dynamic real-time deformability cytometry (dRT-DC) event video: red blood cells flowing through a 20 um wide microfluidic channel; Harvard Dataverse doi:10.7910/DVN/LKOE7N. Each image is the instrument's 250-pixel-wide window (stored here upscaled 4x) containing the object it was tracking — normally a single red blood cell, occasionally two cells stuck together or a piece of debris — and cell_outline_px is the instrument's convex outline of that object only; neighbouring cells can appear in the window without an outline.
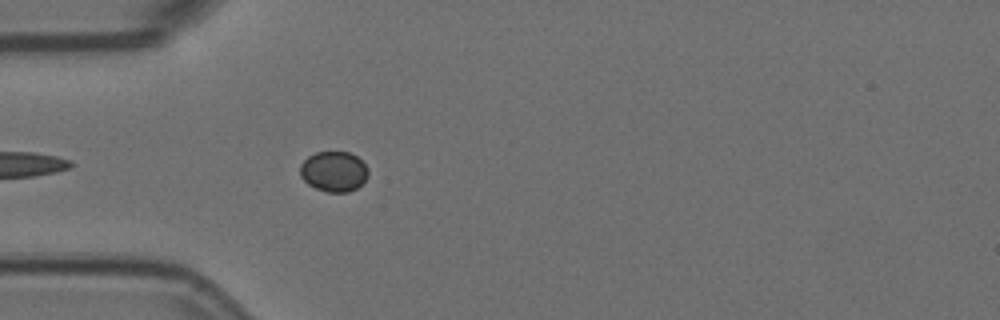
{"species": "Egyptian fruit bat (a non-hibernating species)", "species_latin": "Rousettus aegyptiacus", "temperature_condition": "room temperature", "stored_images_in_passage": 3, "camera_frame_rate_fps": 3000, "um_per_image_px": 0.085, "animal": {"sex": "female"}, "frame": {"image": 1, "passage_image": 3, "time_ms": 0.667, "image_size_px": [1000, 320], "cell_outline_px": [[368, 176], [356, 188], [348, 192], [328, 192], [316, 188], [308, 184], [300, 176], [300, 164], [308, 156], [316, 152], [348, 152], [356, 156], [368, 168]], "centroid_in_image_um": [28.35, 14.57], "position_along_channel_um": 56.6, "area_um2": 15.9}}